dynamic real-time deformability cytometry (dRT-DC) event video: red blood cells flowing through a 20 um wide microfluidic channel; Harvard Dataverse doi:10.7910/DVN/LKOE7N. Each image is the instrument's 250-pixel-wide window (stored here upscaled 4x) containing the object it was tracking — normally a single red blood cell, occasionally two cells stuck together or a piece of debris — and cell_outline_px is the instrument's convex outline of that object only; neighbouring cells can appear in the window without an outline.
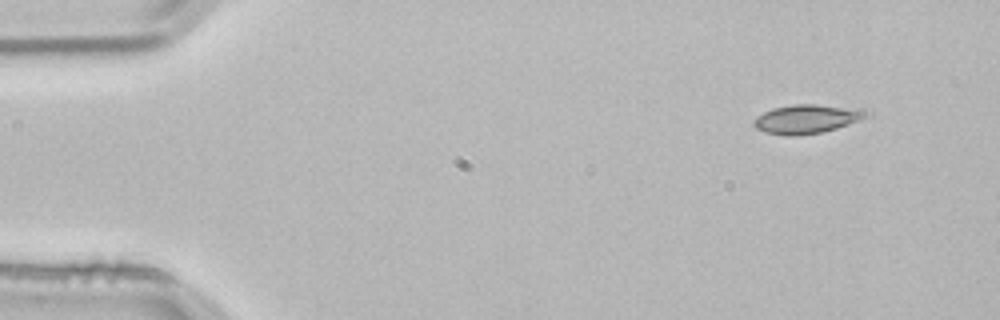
{"species": "common noctule bat (a hibernating species)", "species_latin": "Nyctalus noctula", "temperature_condition": "room temperature", "stored_images_in_passage": 3, "camera_frame_rate_fps": 3000, "um_per_image_px": 0.085, "animal": {"sex": "male", "body_mass_g": 21.5, "forearm_length_mm": 52.0}, "frame": {"image": 1, "passage_image": 1, "time_ms": 0.0, "image_size_px": [1000, 320], "cell_outline_px": [[872, 116], [836, 128], [820, 132], [796, 136], [784, 136], [764, 132], [756, 128], [752, 124], [752, 120], [756, 116], [772, 108], [792, 104], [816, 104], [872, 112]], "centroid_in_image_um": [68.5, 10.12], "position_along_channel_um": 16.5, "area_um2": 18.9}}